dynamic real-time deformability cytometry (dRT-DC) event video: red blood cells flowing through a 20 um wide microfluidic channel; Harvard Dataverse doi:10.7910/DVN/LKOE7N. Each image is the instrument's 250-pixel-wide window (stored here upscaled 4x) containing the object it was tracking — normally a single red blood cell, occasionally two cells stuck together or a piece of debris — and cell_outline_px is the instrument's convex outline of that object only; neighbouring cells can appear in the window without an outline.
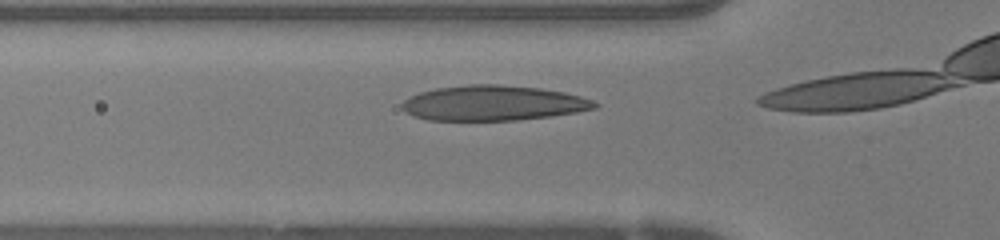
{"species": "human", "species_latin": "Homo sapiens", "temperature_condition": "warm", "stored_images_in_passage": 4, "camera_frame_rate_fps": 3000, "um_per_image_px": 0.085, "donor": {"sex": "female"}, "frame": {"image": 1, "passage_image": 2, "time_ms": 0.333, "image_size_px": [1000, 240], "cell_outline_px": [[600, 104], [596, 108], [576, 112], [548, 116], [516, 120], [428, 120], [412, 116], [404, 112], [400, 108], [400, 104], [408, 96], [420, 92], [436, 88], [468, 84], [496, 84], [540, 88], [564, 92], [580, 96], [592, 100]], "centroid_in_image_um": [41.85, 8.76], "position_along_channel_um": 83.9, "area_um2": 39.59}}